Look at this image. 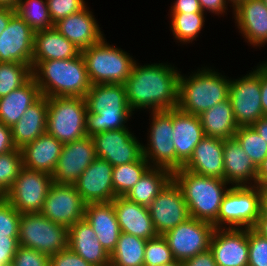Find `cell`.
<instances>
[{"label":"cell","mask_w":267,"mask_h":266,"mask_svg":"<svg viewBox=\"0 0 267 266\" xmlns=\"http://www.w3.org/2000/svg\"><path fill=\"white\" fill-rule=\"evenodd\" d=\"M23 168V156L21 149L0 154V197L12 188L15 179Z\"/></svg>","instance_id":"b9f144b4"},{"label":"cell","mask_w":267,"mask_h":266,"mask_svg":"<svg viewBox=\"0 0 267 266\" xmlns=\"http://www.w3.org/2000/svg\"><path fill=\"white\" fill-rule=\"evenodd\" d=\"M85 206L75 185L53 183L40 213L68 229L84 219Z\"/></svg>","instance_id":"5bb4252c"},{"label":"cell","mask_w":267,"mask_h":266,"mask_svg":"<svg viewBox=\"0 0 267 266\" xmlns=\"http://www.w3.org/2000/svg\"><path fill=\"white\" fill-rule=\"evenodd\" d=\"M180 74L177 108L199 116L229 98L230 80L212 69H203L189 78Z\"/></svg>","instance_id":"277c9868"},{"label":"cell","mask_w":267,"mask_h":266,"mask_svg":"<svg viewBox=\"0 0 267 266\" xmlns=\"http://www.w3.org/2000/svg\"><path fill=\"white\" fill-rule=\"evenodd\" d=\"M233 13L240 33L249 44L262 46L267 43V6L262 0H245Z\"/></svg>","instance_id":"d4e9b609"},{"label":"cell","mask_w":267,"mask_h":266,"mask_svg":"<svg viewBox=\"0 0 267 266\" xmlns=\"http://www.w3.org/2000/svg\"><path fill=\"white\" fill-rule=\"evenodd\" d=\"M203 12L198 0H176L171 7V13Z\"/></svg>","instance_id":"f5cc1de1"},{"label":"cell","mask_w":267,"mask_h":266,"mask_svg":"<svg viewBox=\"0 0 267 266\" xmlns=\"http://www.w3.org/2000/svg\"><path fill=\"white\" fill-rule=\"evenodd\" d=\"M96 158L94 141L88 135L65 143L52 174L53 183L74 185Z\"/></svg>","instance_id":"2e32d148"},{"label":"cell","mask_w":267,"mask_h":266,"mask_svg":"<svg viewBox=\"0 0 267 266\" xmlns=\"http://www.w3.org/2000/svg\"><path fill=\"white\" fill-rule=\"evenodd\" d=\"M31 66L41 96L85 97L91 88L81 54L69 59L33 61Z\"/></svg>","instance_id":"7a4b0ae2"},{"label":"cell","mask_w":267,"mask_h":266,"mask_svg":"<svg viewBox=\"0 0 267 266\" xmlns=\"http://www.w3.org/2000/svg\"><path fill=\"white\" fill-rule=\"evenodd\" d=\"M16 147L12 140L11 127L0 121V154L9 153Z\"/></svg>","instance_id":"816d5d0a"},{"label":"cell","mask_w":267,"mask_h":266,"mask_svg":"<svg viewBox=\"0 0 267 266\" xmlns=\"http://www.w3.org/2000/svg\"><path fill=\"white\" fill-rule=\"evenodd\" d=\"M252 229L257 234L267 239V218L259 215Z\"/></svg>","instance_id":"91938a15"},{"label":"cell","mask_w":267,"mask_h":266,"mask_svg":"<svg viewBox=\"0 0 267 266\" xmlns=\"http://www.w3.org/2000/svg\"><path fill=\"white\" fill-rule=\"evenodd\" d=\"M18 247V236H0V266L12 265Z\"/></svg>","instance_id":"681fc988"},{"label":"cell","mask_w":267,"mask_h":266,"mask_svg":"<svg viewBox=\"0 0 267 266\" xmlns=\"http://www.w3.org/2000/svg\"><path fill=\"white\" fill-rule=\"evenodd\" d=\"M68 229L41 213L20 216L19 246L35 249L49 257L67 248Z\"/></svg>","instance_id":"52a82bcc"},{"label":"cell","mask_w":267,"mask_h":266,"mask_svg":"<svg viewBox=\"0 0 267 266\" xmlns=\"http://www.w3.org/2000/svg\"><path fill=\"white\" fill-rule=\"evenodd\" d=\"M183 266H217L213 252L208 249L182 262Z\"/></svg>","instance_id":"f907efd6"},{"label":"cell","mask_w":267,"mask_h":266,"mask_svg":"<svg viewBox=\"0 0 267 266\" xmlns=\"http://www.w3.org/2000/svg\"><path fill=\"white\" fill-rule=\"evenodd\" d=\"M224 140L205 136L183 168L198 175L224 180Z\"/></svg>","instance_id":"603a6c76"},{"label":"cell","mask_w":267,"mask_h":266,"mask_svg":"<svg viewBox=\"0 0 267 266\" xmlns=\"http://www.w3.org/2000/svg\"><path fill=\"white\" fill-rule=\"evenodd\" d=\"M49 266H94L86 262L81 256L68 247L50 256Z\"/></svg>","instance_id":"c3c4849f"},{"label":"cell","mask_w":267,"mask_h":266,"mask_svg":"<svg viewBox=\"0 0 267 266\" xmlns=\"http://www.w3.org/2000/svg\"><path fill=\"white\" fill-rule=\"evenodd\" d=\"M20 0H0V7L15 8Z\"/></svg>","instance_id":"6125c7cd"},{"label":"cell","mask_w":267,"mask_h":266,"mask_svg":"<svg viewBox=\"0 0 267 266\" xmlns=\"http://www.w3.org/2000/svg\"><path fill=\"white\" fill-rule=\"evenodd\" d=\"M91 137L97 158L106 160L113 167L139 161L143 157V144L128 128L104 131Z\"/></svg>","instance_id":"4fadbf2b"},{"label":"cell","mask_w":267,"mask_h":266,"mask_svg":"<svg viewBox=\"0 0 267 266\" xmlns=\"http://www.w3.org/2000/svg\"><path fill=\"white\" fill-rule=\"evenodd\" d=\"M234 138L258 168L267 157V143L252 126L238 127Z\"/></svg>","instance_id":"60d3db41"},{"label":"cell","mask_w":267,"mask_h":266,"mask_svg":"<svg viewBox=\"0 0 267 266\" xmlns=\"http://www.w3.org/2000/svg\"><path fill=\"white\" fill-rule=\"evenodd\" d=\"M172 179L171 171L151 167L124 197L148 207Z\"/></svg>","instance_id":"836d02e7"},{"label":"cell","mask_w":267,"mask_h":266,"mask_svg":"<svg viewBox=\"0 0 267 266\" xmlns=\"http://www.w3.org/2000/svg\"><path fill=\"white\" fill-rule=\"evenodd\" d=\"M256 186H259L261 188V193H267V157L258 167Z\"/></svg>","instance_id":"9f6ffc18"},{"label":"cell","mask_w":267,"mask_h":266,"mask_svg":"<svg viewBox=\"0 0 267 266\" xmlns=\"http://www.w3.org/2000/svg\"><path fill=\"white\" fill-rule=\"evenodd\" d=\"M210 250L217 266H248V229L216 228Z\"/></svg>","instance_id":"ac0fdd59"},{"label":"cell","mask_w":267,"mask_h":266,"mask_svg":"<svg viewBox=\"0 0 267 266\" xmlns=\"http://www.w3.org/2000/svg\"><path fill=\"white\" fill-rule=\"evenodd\" d=\"M133 112L131 110H101L97 113L87 112L86 115V133L88 136L94 134L126 128L129 117Z\"/></svg>","instance_id":"8d00e7d4"},{"label":"cell","mask_w":267,"mask_h":266,"mask_svg":"<svg viewBox=\"0 0 267 266\" xmlns=\"http://www.w3.org/2000/svg\"><path fill=\"white\" fill-rule=\"evenodd\" d=\"M201 10L204 12L205 10H209L211 13L215 14H223L226 10V0H198Z\"/></svg>","instance_id":"db71d44e"},{"label":"cell","mask_w":267,"mask_h":266,"mask_svg":"<svg viewBox=\"0 0 267 266\" xmlns=\"http://www.w3.org/2000/svg\"><path fill=\"white\" fill-rule=\"evenodd\" d=\"M260 215L267 218V193H261Z\"/></svg>","instance_id":"94428289"},{"label":"cell","mask_w":267,"mask_h":266,"mask_svg":"<svg viewBox=\"0 0 267 266\" xmlns=\"http://www.w3.org/2000/svg\"><path fill=\"white\" fill-rule=\"evenodd\" d=\"M46 133L65 144L87 136L84 97H49Z\"/></svg>","instance_id":"8992f818"},{"label":"cell","mask_w":267,"mask_h":266,"mask_svg":"<svg viewBox=\"0 0 267 266\" xmlns=\"http://www.w3.org/2000/svg\"><path fill=\"white\" fill-rule=\"evenodd\" d=\"M87 112L130 110L124 84H94L85 95Z\"/></svg>","instance_id":"d6a6232c"},{"label":"cell","mask_w":267,"mask_h":266,"mask_svg":"<svg viewBox=\"0 0 267 266\" xmlns=\"http://www.w3.org/2000/svg\"><path fill=\"white\" fill-rule=\"evenodd\" d=\"M151 168L144 156L139 161L113 167L112 184L115 196H125Z\"/></svg>","instance_id":"d590c367"},{"label":"cell","mask_w":267,"mask_h":266,"mask_svg":"<svg viewBox=\"0 0 267 266\" xmlns=\"http://www.w3.org/2000/svg\"><path fill=\"white\" fill-rule=\"evenodd\" d=\"M261 104L264 116H267V62L260 64Z\"/></svg>","instance_id":"11a10c76"},{"label":"cell","mask_w":267,"mask_h":266,"mask_svg":"<svg viewBox=\"0 0 267 266\" xmlns=\"http://www.w3.org/2000/svg\"><path fill=\"white\" fill-rule=\"evenodd\" d=\"M252 127L267 143V116L259 118Z\"/></svg>","instance_id":"680465c9"},{"label":"cell","mask_w":267,"mask_h":266,"mask_svg":"<svg viewBox=\"0 0 267 266\" xmlns=\"http://www.w3.org/2000/svg\"><path fill=\"white\" fill-rule=\"evenodd\" d=\"M112 204L121 232L145 240L158 236L148 207L132 202L124 196H116Z\"/></svg>","instance_id":"44dd1931"},{"label":"cell","mask_w":267,"mask_h":266,"mask_svg":"<svg viewBox=\"0 0 267 266\" xmlns=\"http://www.w3.org/2000/svg\"><path fill=\"white\" fill-rule=\"evenodd\" d=\"M84 218L110 255L115 250L121 233L112 202L86 204Z\"/></svg>","instance_id":"484cf974"},{"label":"cell","mask_w":267,"mask_h":266,"mask_svg":"<svg viewBox=\"0 0 267 266\" xmlns=\"http://www.w3.org/2000/svg\"><path fill=\"white\" fill-rule=\"evenodd\" d=\"M52 184V175L23 167L4 198L20 214L40 213Z\"/></svg>","instance_id":"9c48e42d"},{"label":"cell","mask_w":267,"mask_h":266,"mask_svg":"<svg viewBox=\"0 0 267 266\" xmlns=\"http://www.w3.org/2000/svg\"><path fill=\"white\" fill-rule=\"evenodd\" d=\"M32 78V66L20 62H0V98L26 84Z\"/></svg>","instance_id":"f35d334b"},{"label":"cell","mask_w":267,"mask_h":266,"mask_svg":"<svg viewBox=\"0 0 267 266\" xmlns=\"http://www.w3.org/2000/svg\"><path fill=\"white\" fill-rule=\"evenodd\" d=\"M14 9L34 32L54 27L47 0H20Z\"/></svg>","instance_id":"74e56055"},{"label":"cell","mask_w":267,"mask_h":266,"mask_svg":"<svg viewBox=\"0 0 267 266\" xmlns=\"http://www.w3.org/2000/svg\"><path fill=\"white\" fill-rule=\"evenodd\" d=\"M173 143L176 151V170L190 159L194 148L205 137L199 116L172 109Z\"/></svg>","instance_id":"ffe728a7"},{"label":"cell","mask_w":267,"mask_h":266,"mask_svg":"<svg viewBox=\"0 0 267 266\" xmlns=\"http://www.w3.org/2000/svg\"><path fill=\"white\" fill-rule=\"evenodd\" d=\"M88 77L94 84H124L131 74L134 59L123 51L105 41L81 51Z\"/></svg>","instance_id":"5b68a950"},{"label":"cell","mask_w":267,"mask_h":266,"mask_svg":"<svg viewBox=\"0 0 267 266\" xmlns=\"http://www.w3.org/2000/svg\"><path fill=\"white\" fill-rule=\"evenodd\" d=\"M34 33V30L15 13L0 35V62H20L31 66Z\"/></svg>","instance_id":"e0dca14e"},{"label":"cell","mask_w":267,"mask_h":266,"mask_svg":"<svg viewBox=\"0 0 267 266\" xmlns=\"http://www.w3.org/2000/svg\"><path fill=\"white\" fill-rule=\"evenodd\" d=\"M173 180L180 187L192 218L209 222L217 228L222 200L230 189L223 179L195 174L184 168L173 172Z\"/></svg>","instance_id":"3957f363"},{"label":"cell","mask_w":267,"mask_h":266,"mask_svg":"<svg viewBox=\"0 0 267 266\" xmlns=\"http://www.w3.org/2000/svg\"><path fill=\"white\" fill-rule=\"evenodd\" d=\"M158 235L174 229L190 218L180 187L172 179L148 206Z\"/></svg>","instance_id":"9a60e30c"},{"label":"cell","mask_w":267,"mask_h":266,"mask_svg":"<svg viewBox=\"0 0 267 266\" xmlns=\"http://www.w3.org/2000/svg\"><path fill=\"white\" fill-rule=\"evenodd\" d=\"M171 30L179 42H192L200 33L204 22V12L171 13Z\"/></svg>","instance_id":"ab89813d"},{"label":"cell","mask_w":267,"mask_h":266,"mask_svg":"<svg viewBox=\"0 0 267 266\" xmlns=\"http://www.w3.org/2000/svg\"><path fill=\"white\" fill-rule=\"evenodd\" d=\"M229 1L233 4V9H234L239 3H241L245 0H228L227 2H229Z\"/></svg>","instance_id":"be15d7a7"},{"label":"cell","mask_w":267,"mask_h":266,"mask_svg":"<svg viewBox=\"0 0 267 266\" xmlns=\"http://www.w3.org/2000/svg\"><path fill=\"white\" fill-rule=\"evenodd\" d=\"M47 4L53 24L86 7L84 0H47Z\"/></svg>","instance_id":"bcb514c9"},{"label":"cell","mask_w":267,"mask_h":266,"mask_svg":"<svg viewBox=\"0 0 267 266\" xmlns=\"http://www.w3.org/2000/svg\"><path fill=\"white\" fill-rule=\"evenodd\" d=\"M147 240L128 233H120L115 250L110 254V264L114 266H144Z\"/></svg>","instance_id":"e575fe53"},{"label":"cell","mask_w":267,"mask_h":266,"mask_svg":"<svg viewBox=\"0 0 267 266\" xmlns=\"http://www.w3.org/2000/svg\"><path fill=\"white\" fill-rule=\"evenodd\" d=\"M48 99L41 96L11 127L12 140L16 148L21 149L46 133Z\"/></svg>","instance_id":"f1b7e54d"},{"label":"cell","mask_w":267,"mask_h":266,"mask_svg":"<svg viewBox=\"0 0 267 266\" xmlns=\"http://www.w3.org/2000/svg\"><path fill=\"white\" fill-rule=\"evenodd\" d=\"M223 153L224 180L232 186H256L258 168L235 138L224 140Z\"/></svg>","instance_id":"4316f807"},{"label":"cell","mask_w":267,"mask_h":266,"mask_svg":"<svg viewBox=\"0 0 267 266\" xmlns=\"http://www.w3.org/2000/svg\"><path fill=\"white\" fill-rule=\"evenodd\" d=\"M215 229L209 222L190 217L162 236L166 239L175 261L183 262L210 249Z\"/></svg>","instance_id":"8fae6325"},{"label":"cell","mask_w":267,"mask_h":266,"mask_svg":"<svg viewBox=\"0 0 267 266\" xmlns=\"http://www.w3.org/2000/svg\"><path fill=\"white\" fill-rule=\"evenodd\" d=\"M15 9L11 7H0V35L7 28L10 18L15 14Z\"/></svg>","instance_id":"6f0895ef"},{"label":"cell","mask_w":267,"mask_h":266,"mask_svg":"<svg viewBox=\"0 0 267 266\" xmlns=\"http://www.w3.org/2000/svg\"><path fill=\"white\" fill-rule=\"evenodd\" d=\"M180 73L172 65H137L124 83L130 110L162 111L177 108Z\"/></svg>","instance_id":"6da1fadb"},{"label":"cell","mask_w":267,"mask_h":266,"mask_svg":"<svg viewBox=\"0 0 267 266\" xmlns=\"http://www.w3.org/2000/svg\"><path fill=\"white\" fill-rule=\"evenodd\" d=\"M20 216L4 197H0V236H18Z\"/></svg>","instance_id":"ee69618b"},{"label":"cell","mask_w":267,"mask_h":266,"mask_svg":"<svg viewBox=\"0 0 267 266\" xmlns=\"http://www.w3.org/2000/svg\"><path fill=\"white\" fill-rule=\"evenodd\" d=\"M152 123L148 147L143 145V156L151 167L176 171V151L172 140V109L151 111ZM153 163V165H152Z\"/></svg>","instance_id":"7c38bea8"},{"label":"cell","mask_w":267,"mask_h":266,"mask_svg":"<svg viewBox=\"0 0 267 266\" xmlns=\"http://www.w3.org/2000/svg\"><path fill=\"white\" fill-rule=\"evenodd\" d=\"M260 199L259 186L230 187L220 205L217 228H252L260 215Z\"/></svg>","instance_id":"ba28073f"},{"label":"cell","mask_w":267,"mask_h":266,"mask_svg":"<svg viewBox=\"0 0 267 266\" xmlns=\"http://www.w3.org/2000/svg\"><path fill=\"white\" fill-rule=\"evenodd\" d=\"M87 8L54 24V28L80 51L97 44L104 38L95 17Z\"/></svg>","instance_id":"7402d4cb"},{"label":"cell","mask_w":267,"mask_h":266,"mask_svg":"<svg viewBox=\"0 0 267 266\" xmlns=\"http://www.w3.org/2000/svg\"><path fill=\"white\" fill-rule=\"evenodd\" d=\"M49 258L38 250L19 246L11 266H49Z\"/></svg>","instance_id":"7dc6e473"},{"label":"cell","mask_w":267,"mask_h":266,"mask_svg":"<svg viewBox=\"0 0 267 266\" xmlns=\"http://www.w3.org/2000/svg\"><path fill=\"white\" fill-rule=\"evenodd\" d=\"M229 100L238 127L252 126L264 117L261 104L260 66L242 78L231 80Z\"/></svg>","instance_id":"30bf717a"},{"label":"cell","mask_w":267,"mask_h":266,"mask_svg":"<svg viewBox=\"0 0 267 266\" xmlns=\"http://www.w3.org/2000/svg\"><path fill=\"white\" fill-rule=\"evenodd\" d=\"M112 173L113 166L109 162L96 158L80 175L74 185L85 204L112 202L116 197Z\"/></svg>","instance_id":"d6986e66"},{"label":"cell","mask_w":267,"mask_h":266,"mask_svg":"<svg viewBox=\"0 0 267 266\" xmlns=\"http://www.w3.org/2000/svg\"><path fill=\"white\" fill-rule=\"evenodd\" d=\"M264 2V4L267 6V0H262Z\"/></svg>","instance_id":"03108f58"},{"label":"cell","mask_w":267,"mask_h":266,"mask_svg":"<svg viewBox=\"0 0 267 266\" xmlns=\"http://www.w3.org/2000/svg\"><path fill=\"white\" fill-rule=\"evenodd\" d=\"M40 97L39 87L32 77L22 87L0 98V121L12 127Z\"/></svg>","instance_id":"4dcf8cb0"},{"label":"cell","mask_w":267,"mask_h":266,"mask_svg":"<svg viewBox=\"0 0 267 266\" xmlns=\"http://www.w3.org/2000/svg\"><path fill=\"white\" fill-rule=\"evenodd\" d=\"M80 54V49L67 40L54 27L34 33L32 62L69 59Z\"/></svg>","instance_id":"f546056e"},{"label":"cell","mask_w":267,"mask_h":266,"mask_svg":"<svg viewBox=\"0 0 267 266\" xmlns=\"http://www.w3.org/2000/svg\"><path fill=\"white\" fill-rule=\"evenodd\" d=\"M67 247L94 266H108L110 255L102 247L92 226L84 218L68 228Z\"/></svg>","instance_id":"cb8c5ba5"},{"label":"cell","mask_w":267,"mask_h":266,"mask_svg":"<svg viewBox=\"0 0 267 266\" xmlns=\"http://www.w3.org/2000/svg\"><path fill=\"white\" fill-rule=\"evenodd\" d=\"M175 262L166 239L158 235L145 245L144 266H163Z\"/></svg>","instance_id":"7bdbcfd3"},{"label":"cell","mask_w":267,"mask_h":266,"mask_svg":"<svg viewBox=\"0 0 267 266\" xmlns=\"http://www.w3.org/2000/svg\"><path fill=\"white\" fill-rule=\"evenodd\" d=\"M163 266H183V263L182 262L175 261L173 263L166 264V265H163Z\"/></svg>","instance_id":"e7e4bbea"},{"label":"cell","mask_w":267,"mask_h":266,"mask_svg":"<svg viewBox=\"0 0 267 266\" xmlns=\"http://www.w3.org/2000/svg\"><path fill=\"white\" fill-rule=\"evenodd\" d=\"M248 266H267V239L248 229Z\"/></svg>","instance_id":"f6af8a7d"},{"label":"cell","mask_w":267,"mask_h":266,"mask_svg":"<svg viewBox=\"0 0 267 266\" xmlns=\"http://www.w3.org/2000/svg\"><path fill=\"white\" fill-rule=\"evenodd\" d=\"M63 145L48 133L39 136L33 142L21 148L23 167L52 175Z\"/></svg>","instance_id":"83f0119b"},{"label":"cell","mask_w":267,"mask_h":266,"mask_svg":"<svg viewBox=\"0 0 267 266\" xmlns=\"http://www.w3.org/2000/svg\"><path fill=\"white\" fill-rule=\"evenodd\" d=\"M199 118L205 136L226 140L234 138L238 130L229 98L202 112Z\"/></svg>","instance_id":"1f68e13d"}]
</instances>
